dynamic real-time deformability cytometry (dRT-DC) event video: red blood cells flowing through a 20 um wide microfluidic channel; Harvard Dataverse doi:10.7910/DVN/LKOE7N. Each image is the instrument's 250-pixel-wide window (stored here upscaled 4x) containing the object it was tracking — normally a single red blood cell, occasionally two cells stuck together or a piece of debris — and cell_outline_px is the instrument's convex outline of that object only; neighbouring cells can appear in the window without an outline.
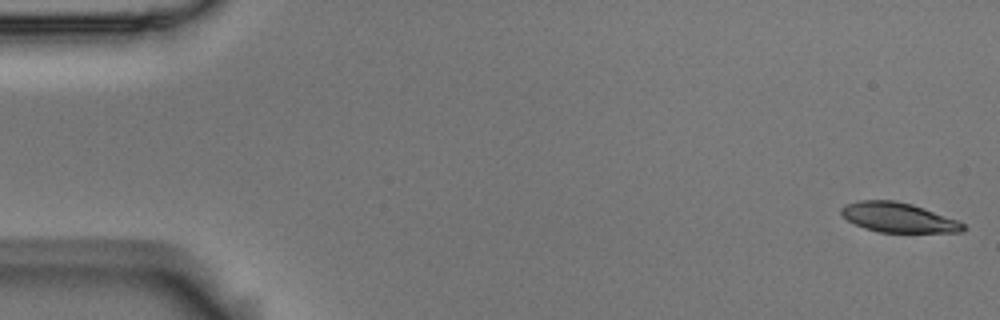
{"species": "Egyptian fruit bat (a non-hibernating species)", "species_latin": "Rousettus aegyptiacus", "temperature_condition": "room temperature", "stored_images_in_passage": 5, "camera_frame_rate_fps": 3000, "um_per_image_px": 0.085, "animal": {"sex": "male"}, "frame": {"image": 1, "passage_image": 1, "time_ms": 0.0, "image_size_px": [1000, 320], "cell_outline_px": [[968, 228], [964, 232], [880, 232], [864, 228], [848, 220], [840, 212], [840, 208], [844, 204], [860, 200], [896, 200], [912, 204], [960, 220]], "centroid_in_image_um": [76.4, 18.48], "position_along_channel_um": 8.6, "area_um2": 21.27}}
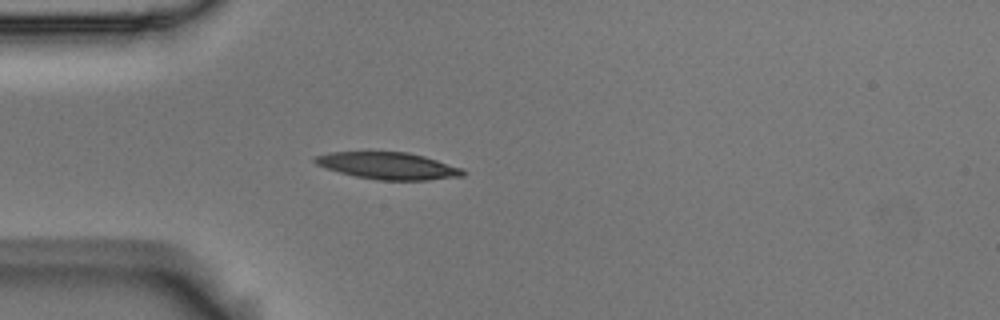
{"frame": {"image": 2, "passage_image": 5, "time_ms": 1.333, "image_size_px": [1000, 320], "cell_outline_px": [[468, 172], [464, 176], [428, 180], [376, 180], [356, 176], [340, 172], [316, 164], [312, 160], [316, 156], [332, 152], [408, 152], [424, 156], [460, 168]], "centroid_in_image_um": [33.02, 14.1], "position_along_channel_um": 52.0, "area_um2": 23.0}}